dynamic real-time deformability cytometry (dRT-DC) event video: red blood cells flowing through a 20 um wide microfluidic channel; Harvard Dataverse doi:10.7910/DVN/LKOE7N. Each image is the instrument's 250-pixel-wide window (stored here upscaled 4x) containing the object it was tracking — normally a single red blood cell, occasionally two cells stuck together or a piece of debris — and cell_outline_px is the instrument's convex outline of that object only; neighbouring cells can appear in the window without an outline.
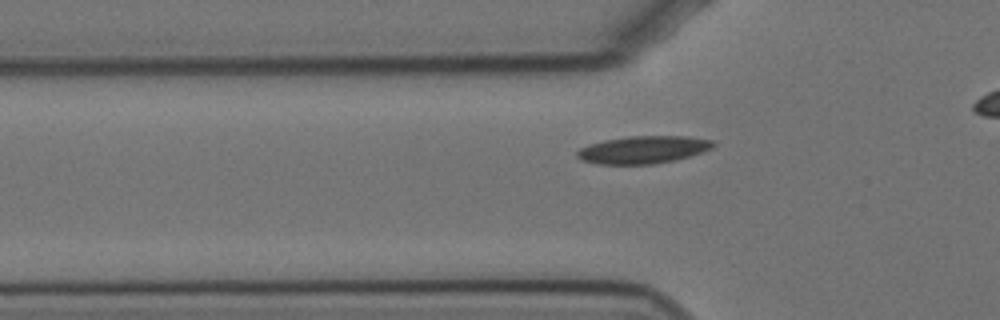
{"species": "Egyptian fruit bat (a non-hibernating species)", "species_latin": "Rousettus aegyptiacus", "temperature_condition": "cold", "stored_images_in_passage": 36, "camera_frame_rate_fps": 3000, "um_per_image_px": 0.085, "animal": {"sex": "female"}, "frame": {"image": 1, "passage_image": 7, "time_ms": 2.0, "image_size_px": [1000, 320], "cell_outline_px": [[716, 144], [712, 148], [676, 160], [652, 164], [600, 164], [580, 160], [576, 156], [576, 152], [580, 148], [604, 140], [628, 136], [684, 136], [712, 140]], "centroid_in_image_um": [54.65, 12.72], "position_along_channel_um": 71.1, "area_um2": 21.68}}
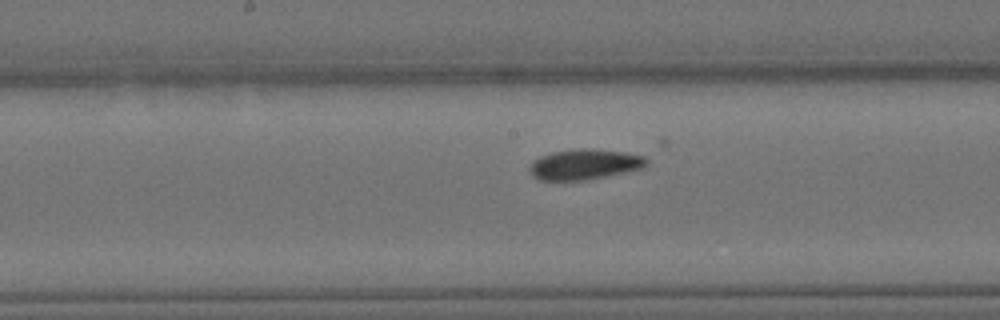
{"frame": {"image": 2, "passage_image": 18, "time_ms": 5.667, "image_size_px": [1000, 320], "cell_outline_px": [[648, 164], [644, 168], [584, 180], [540, 180], [532, 176], [528, 168], [532, 160], [540, 156], [552, 152], [580, 148], [592, 148], [624, 152], [644, 156], [648, 160]], "centroid_in_image_um": [49.67, 13.96], "position_along_channel_um": 198.5, "area_um2": 20.81}}
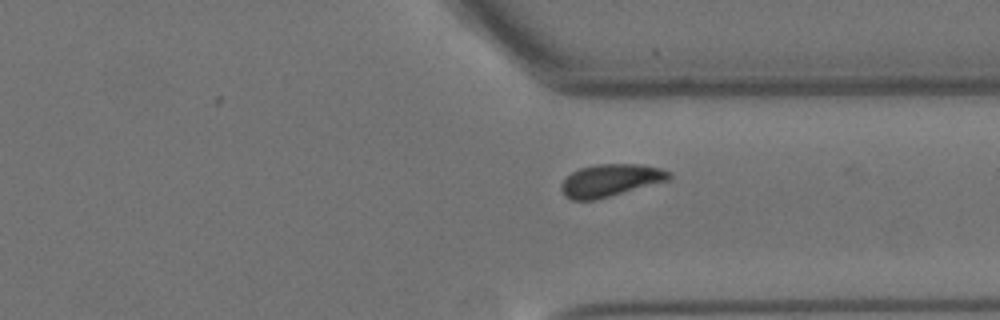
{"frame": {"image": 3, "passage_image": 32, "time_ms": 10.333, "image_size_px": [1000, 320], "cell_outline_px": [[672, 176], [668, 180], [596, 200], [572, 200], [564, 196], [560, 188], [564, 180], [572, 172], [580, 168], [596, 164], [640, 164], [660, 168], [672, 172]], "centroid_in_image_um": [51.89, 15.33], "position_along_channel_um": 359.5, "area_um2": 20.29}}